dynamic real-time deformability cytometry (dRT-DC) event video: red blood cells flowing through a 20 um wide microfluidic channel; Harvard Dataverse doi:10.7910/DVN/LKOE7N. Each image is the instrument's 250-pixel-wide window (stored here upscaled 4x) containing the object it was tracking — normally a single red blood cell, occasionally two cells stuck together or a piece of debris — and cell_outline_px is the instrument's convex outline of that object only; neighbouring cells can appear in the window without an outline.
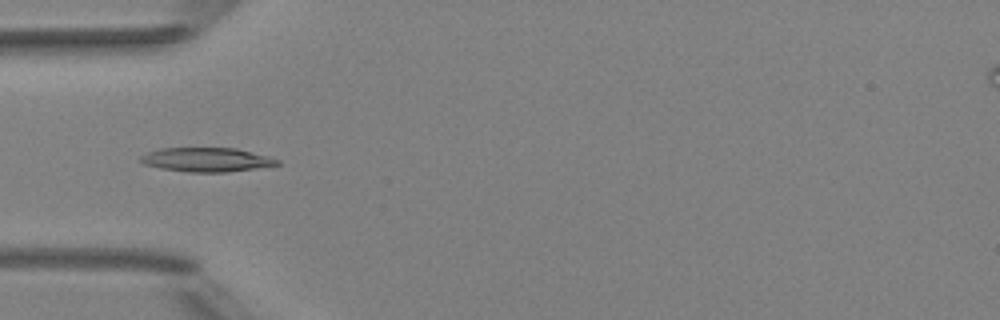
{"species": "Egyptian fruit bat (a non-hibernating species)", "species_latin": "Rousettus aegyptiacus", "temperature_condition": "room temperature", "stored_images_in_passage": 4, "camera_frame_rate_fps": 3000, "um_per_image_px": 0.085, "animal": {"sex": "female"}, "frame": {"image": 1, "passage_image": 4, "time_ms": 3.667, "image_size_px": [1000, 320], "cell_outline_px": [[280, 164], [228, 172], [188, 172], [160, 168], [144, 164], [140, 160], [140, 156], [148, 152], [160, 148], [236, 148], [268, 156], [280, 160]], "centroid_in_image_um": [17.54, 13.57], "position_along_channel_um": 67.5, "area_um2": 19.07}}